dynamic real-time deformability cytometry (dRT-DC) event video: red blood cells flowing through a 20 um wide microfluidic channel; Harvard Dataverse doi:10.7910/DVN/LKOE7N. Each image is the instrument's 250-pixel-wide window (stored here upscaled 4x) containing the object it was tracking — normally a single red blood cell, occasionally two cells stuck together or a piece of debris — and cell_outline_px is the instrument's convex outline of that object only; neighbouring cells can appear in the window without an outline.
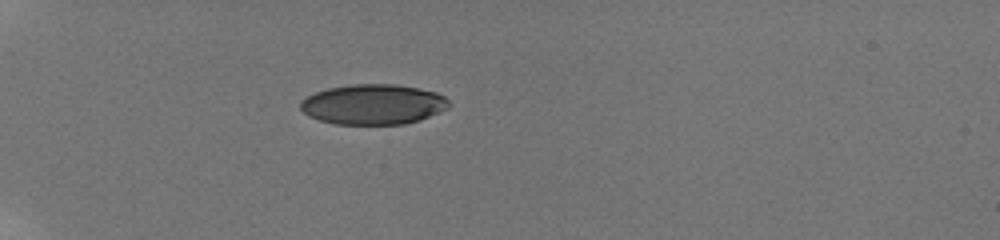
{"species": "human", "species_latin": "Homo sapiens", "temperature_condition": "room temperature", "stored_images_in_passage": 38, "camera_frame_rate_fps": 3000, "um_per_image_px": 0.085, "donor": {"sex": "male"}, "frame": {"image": 1, "passage_image": 1, "time_ms": 0.0, "image_size_px": [1000, 240], "cell_outline_px": [[452, 104], [448, 108], [420, 120], [404, 124], [336, 124], [320, 120], [308, 116], [300, 108], [300, 100], [316, 92], [328, 88], [352, 84], [392, 84], [420, 88], [436, 92], [444, 96]], "centroid_in_image_um": [31.73, 8.87], "position_along_channel_um": 53.3, "area_um2": 34.85}}
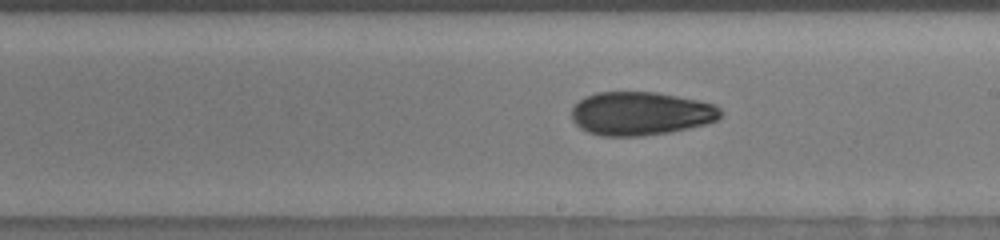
{"frame": {"image": 2, "passage_image": 18, "time_ms": 5.667, "image_size_px": [1000, 240], "cell_outline_px": [[724, 112], [716, 120], [704, 124], [688, 128], [668, 132], [640, 136], [600, 136], [588, 132], [580, 128], [572, 120], [572, 108], [580, 100], [596, 92], [656, 92], [716, 104]], "centroid_in_image_um": [54.45, 9.65], "position_along_channel_um": 234.5, "area_um2": 37.63}}
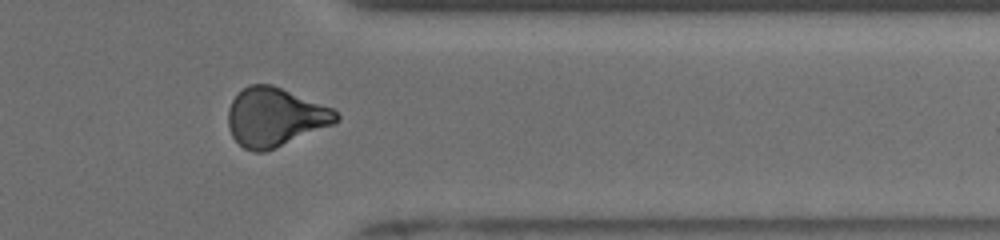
{"frame": {"image": 3, "passage_image": 30, "time_ms": 9.667, "image_size_px": [1000, 240], "cell_outline_px": [[340, 120], [336, 124], [264, 152], [256, 152], [244, 148], [232, 136], [228, 128], [228, 108], [232, 100], [248, 84], [272, 84], [332, 108], [340, 116]], "centroid_in_image_um": [23.39, 9.96], "position_along_channel_um": 388.0, "area_um2": 36.93}, "authors_computed_cell_mechanics": {"area_um2": 36.414, "velocity_mm_per_s": 3.8798, "shape_relaxation_time_tau1_ms": 10.0949, "shape_relaxation_time_tau2_ms": 3.29, "deformation_change_tau1": 0.2296, "deformation_change_tau2": 0.0958}}